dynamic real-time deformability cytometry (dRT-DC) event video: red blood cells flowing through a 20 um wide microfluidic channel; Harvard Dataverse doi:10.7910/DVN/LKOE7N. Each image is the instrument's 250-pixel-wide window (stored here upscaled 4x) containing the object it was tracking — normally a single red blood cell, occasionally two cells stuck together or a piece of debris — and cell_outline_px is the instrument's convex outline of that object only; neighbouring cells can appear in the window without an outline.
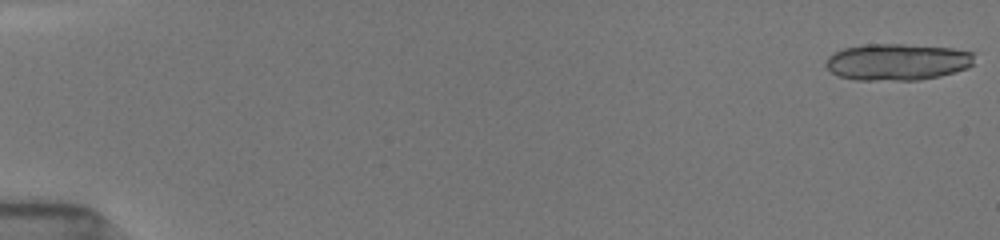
{"species": "common noctule bat (a hibernating species)", "species_latin": "Nyctalus noctula", "temperature_condition": "room temperature", "stored_images_in_passage": 19, "camera_frame_rate_fps": 3000, "um_per_image_px": 0.085, "animal": {"sex": "female", "body_mass_g": 19.5, "forearm_length_mm": 54.1}, "frame": {"image": 1, "passage_image": 1, "time_ms": 0.0, "image_size_px": [1000, 240], "cell_outline_px": [[976, 52], [972, 64], [968, 68], [940, 76], [920, 80], [856, 80], [840, 76], [832, 72], [824, 64], [828, 56], [832, 52], [844, 48], [864, 44], [904, 44], [952, 48]], "centroid_in_image_um": [76.28, 5.26], "position_along_channel_um": 8.7, "area_um2": 32.02}}
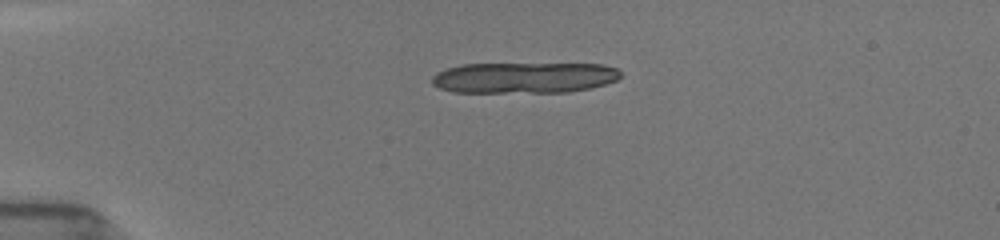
{"frame": {"image": 2, "passage_image": 13, "time_ms": 4.0, "image_size_px": [1000, 240], "cell_outline_px": [[620, 76], [616, 80], [604, 84], [588, 88], [568, 92], [452, 92], [440, 88], [432, 84], [432, 76], [436, 72], [460, 64], [604, 64], [616, 68], [620, 72]], "centroid_in_image_um": [44.52, 6.6], "position_along_channel_um": 40.5, "area_um2": 33.93}}